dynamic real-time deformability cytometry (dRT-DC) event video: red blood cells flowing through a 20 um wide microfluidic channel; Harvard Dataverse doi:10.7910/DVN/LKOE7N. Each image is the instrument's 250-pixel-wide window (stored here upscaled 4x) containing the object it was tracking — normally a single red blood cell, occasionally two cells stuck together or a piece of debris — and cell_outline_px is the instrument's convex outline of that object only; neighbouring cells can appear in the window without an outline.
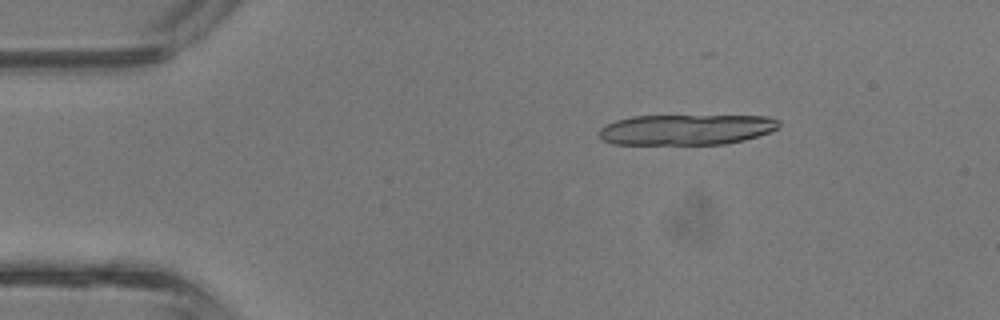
{"species": "common noctule bat (a hibernating species)", "species_latin": "Nyctalus noctula", "temperature_condition": "room temperature", "stored_images_in_passage": 20, "camera_frame_rate_fps": 3000, "um_per_image_px": 0.085, "animal": {"sex": "male", "body_mass_g": 13.3}, "frame": {"image": 1, "passage_image": 6, "time_ms": 1.667, "image_size_px": [1000, 320], "cell_outline_px": [[780, 128], [744, 140], [724, 144], [612, 144], [604, 140], [600, 136], [600, 128], [616, 120], [632, 116], [768, 116], [780, 120]], "centroid_in_image_um": [58.36, 11.01], "position_along_channel_um": 26.6, "area_um2": 31.91}}